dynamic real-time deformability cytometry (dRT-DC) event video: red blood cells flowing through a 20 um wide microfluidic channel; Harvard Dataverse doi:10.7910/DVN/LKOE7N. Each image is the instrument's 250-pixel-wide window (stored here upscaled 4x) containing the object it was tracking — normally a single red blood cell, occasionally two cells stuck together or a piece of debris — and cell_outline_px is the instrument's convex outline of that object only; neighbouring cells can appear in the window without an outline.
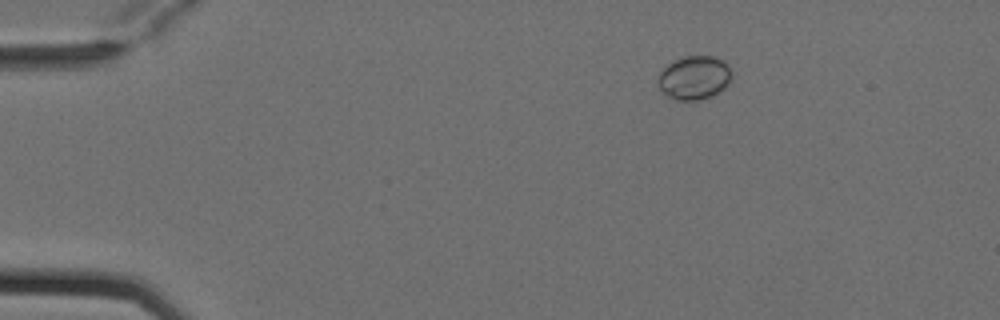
{"species": "Egyptian fruit bat (a non-hibernating species)", "species_latin": "Rousettus aegyptiacus", "temperature_condition": "cold", "stored_images_in_passage": 5, "segment_of_instrument_passage": [1, 2], "camera_frame_rate_fps": 3000, "um_per_image_px": 0.085, "animal": {"sex": "female"}, "frame": {"image": 1, "passage_image": 2, "time_ms": 0.333, "image_size_px": [1000, 320], "cell_outline_px": [[732, 76], [728, 84], [720, 92], [712, 96], [700, 100], [676, 100], [668, 96], [660, 88], [660, 72], [668, 64], [684, 56], [712, 56], [720, 60], [732, 72]], "centroid_in_image_um": [59.03, 6.62], "position_along_channel_um": 26.0, "area_um2": 18.38}}